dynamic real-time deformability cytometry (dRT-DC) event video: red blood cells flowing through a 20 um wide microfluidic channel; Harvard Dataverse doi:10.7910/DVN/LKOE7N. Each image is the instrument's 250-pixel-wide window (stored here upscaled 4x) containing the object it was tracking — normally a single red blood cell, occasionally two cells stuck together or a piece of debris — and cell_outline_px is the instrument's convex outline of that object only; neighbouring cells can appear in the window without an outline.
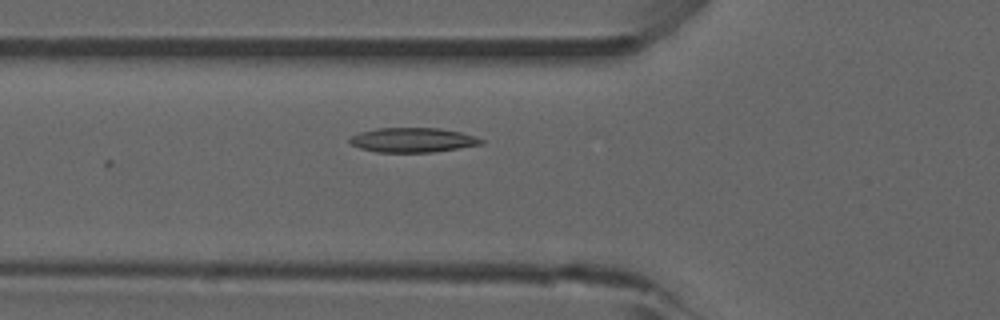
{"species": "common noctule bat (a hibernating species)", "species_latin": "Nyctalus noctula", "temperature_condition": "room temperature", "stored_images_in_passage": 13, "camera_frame_rate_fps": 3000, "um_per_image_px": 0.085, "animal": {"sex": "male", "forearm_length_mm": 52.5}, "frame": {"image": 1, "passage_image": 9, "time_ms": 2.667, "image_size_px": [1000, 320], "cell_outline_px": [[484, 144], [460, 148], [432, 152], [376, 152], [360, 148], [352, 144], [348, 140], [352, 136], [360, 132], [376, 128], [440, 128], [460, 132], [476, 136], [484, 140]], "centroid_in_image_um": [35.11, 11.9], "position_along_channel_um": 90.7, "area_um2": 18.84}}